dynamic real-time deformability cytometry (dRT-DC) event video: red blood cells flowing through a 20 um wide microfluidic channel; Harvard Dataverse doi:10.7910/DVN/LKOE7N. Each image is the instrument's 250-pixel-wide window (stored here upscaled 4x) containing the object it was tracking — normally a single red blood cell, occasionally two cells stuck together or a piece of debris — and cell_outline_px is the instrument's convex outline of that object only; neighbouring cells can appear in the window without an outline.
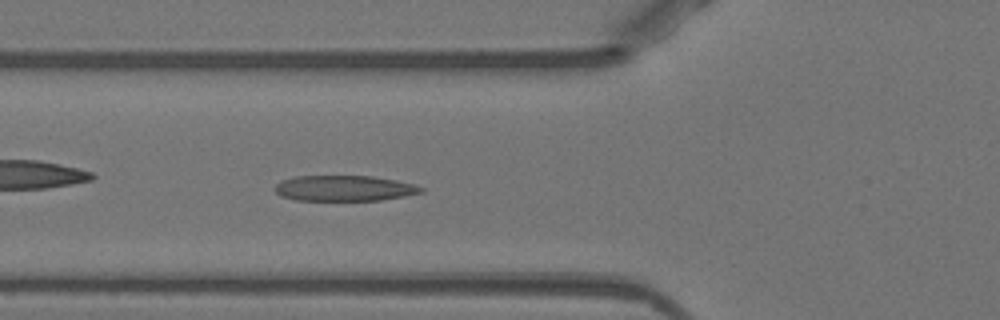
{"species": "Egyptian fruit bat (a non-hibernating species)", "species_latin": "Rousettus aegyptiacus", "temperature_condition": "warm", "stored_images_in_passage": 37, "camera_frame_rate_fps": 3000, "um_per_image_px": 0.085, "animal": {"sex": "female"}, "frame": {"image": 1, "passage_image": 8, "time_ms": 2.333, "image_size_px": [1000, 320], "cell_outline_px": [[424, 192], [404, 196], [380, 200], [296, 200], [280, 196], [272, 188], [280, 180], [296, 176], [372, 176], [396, 180], [416, 184], [424, 188]], "centroid_in_image_um": [29.25, 16.0], "position_along_channel_um": 96.6, "area_um2": 21.96}}
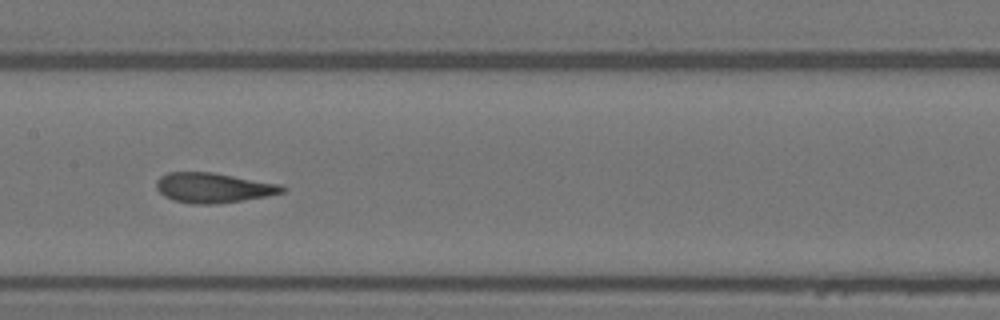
{"frame": {"image": 2, "passage_image": 15, "time_ms": 4.667, "image_size_px": [1000, 320], "cell_outline_px": [[288, 188], [284, 192], [264, 196], [216, 204], [192, 204], [172, 200], [164, 196], [156, 188], [156, 180], [160, 176], [168, 172], [216, 172], [280, 184]], "centroid_in_image_um": [18.11, 15.95], "position_along_channel_um": 189.3, "area_um2": 22.08}}
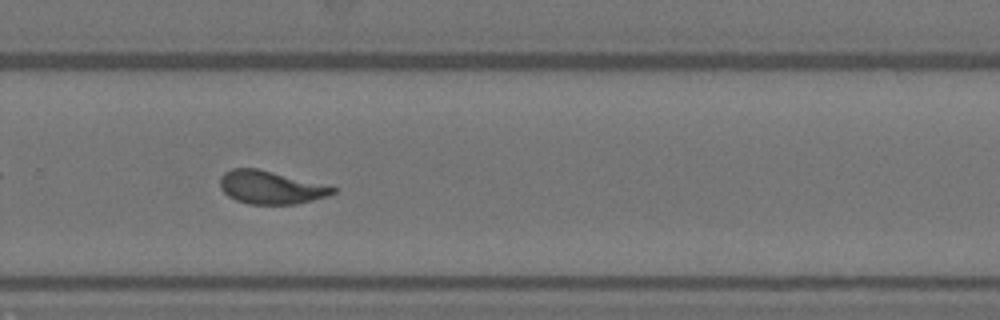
{"frame": {"image": 3, "passage_image": 24, "time_ms": 7.667, "image_size_px": [1000, 320], "cell_outline_px": [[340, 188], [336, 192], [328, 196], [296, 204], [248, 204], [236, 200], [228, 196], [220, 188], [220, 176], [224, 172], [232, 168], [256, 168]], "centroid_in_image_um": [23.0, 15.93], "position_along_channel_um": 306.8, "area_um2": 21.73}, "authors_computed_cell_mechanics": {"area_um2": 22.4264, "velocity_mm_per_s": 3.9301, "shape_relaxation_time_tau1_ms": 3.8534, "shape_relaxation_time_tau2_ms": 1.4439, "deformation_change_tau1": 0.1942, "deformation_change_tau2": 0.1041}}